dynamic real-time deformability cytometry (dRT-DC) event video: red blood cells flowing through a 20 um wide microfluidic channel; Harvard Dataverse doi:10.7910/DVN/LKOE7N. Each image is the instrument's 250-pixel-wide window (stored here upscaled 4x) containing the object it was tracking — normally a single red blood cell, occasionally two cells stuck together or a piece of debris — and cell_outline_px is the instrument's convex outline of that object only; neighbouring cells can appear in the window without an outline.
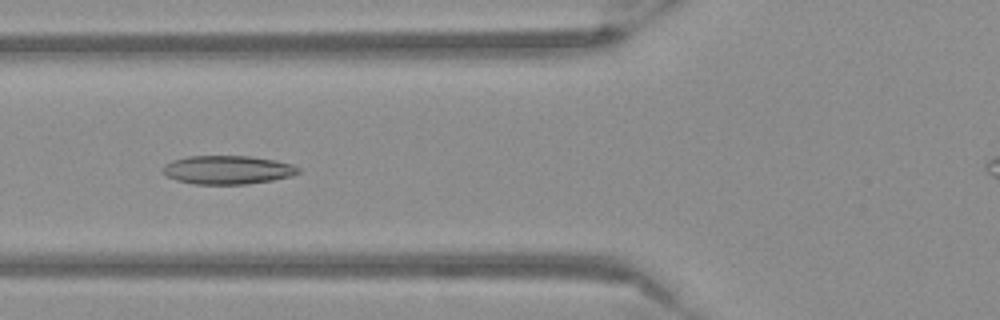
{"species": "Egyptian fruit bat (a non-hibernating species)", "species_latin": "Rousettus aegyptiacus", "temperature_condition": "warm", "stored_images_in_passage": 54, "camera_frame_rate_fps": 3000, "um_per_image_px": 0.085, "frame": {"image": 1, "passage_image": 20, "time_ms": 6.333, "image_size_px": [1000, 320], "cell_outline_px": [[300, 172], [292, 176], [272, 180], [248, 184], [192, 184], [176, 180], [168, 176], [160, 168], [164, 164], [172, 160], [188, 156], [248, 156], [272, 160], [292, 164], [300, 168]], "centroid_in_image_um": [19.32, 14.44], "position_along_channel_um": 106.5, "area_um2": 22.6}}
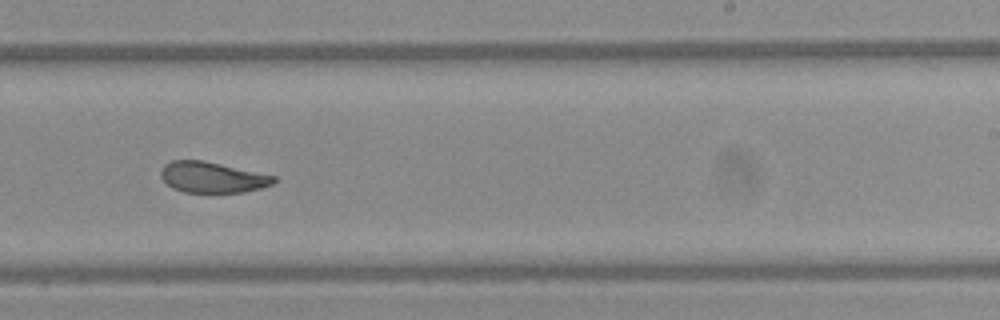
{"frame": {"image": 2, "passage_image": 33, "time_ms": 10.667, "image_size_px": [1000, 320], "cell_outline_px": [[276, 180], [272, 184], [260, 188], [244, 192], [184, 192], [172, 188], [160, 176], [160, 172], [164, 164], [172, 160], [204, 160], [276, 176]], "centroid_in_image_um": [18.03, 15.06], "position_along_channel_um": 271.0, "area_um2": 20.23}}
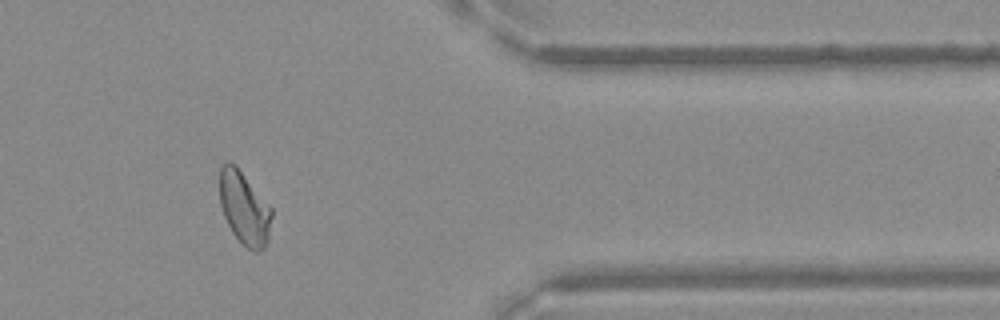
{"frame": {"image": 3, "passage_image": 44, "time_ms": 14.333, "image_size_px": [1000, 320], "cell_outline_px": [[272, 216], [268, 240], [264, 248], [256, 252], [252, 252], [232, 232], [224, 216], [220, 204], [220, 168], [228, 160], [232, 160], [236, 164], [272, 208]], "centroid_in_image_um": [20.77, 17.66], "position_along_channel_um": 390.6, "area_um2": 22.2}}